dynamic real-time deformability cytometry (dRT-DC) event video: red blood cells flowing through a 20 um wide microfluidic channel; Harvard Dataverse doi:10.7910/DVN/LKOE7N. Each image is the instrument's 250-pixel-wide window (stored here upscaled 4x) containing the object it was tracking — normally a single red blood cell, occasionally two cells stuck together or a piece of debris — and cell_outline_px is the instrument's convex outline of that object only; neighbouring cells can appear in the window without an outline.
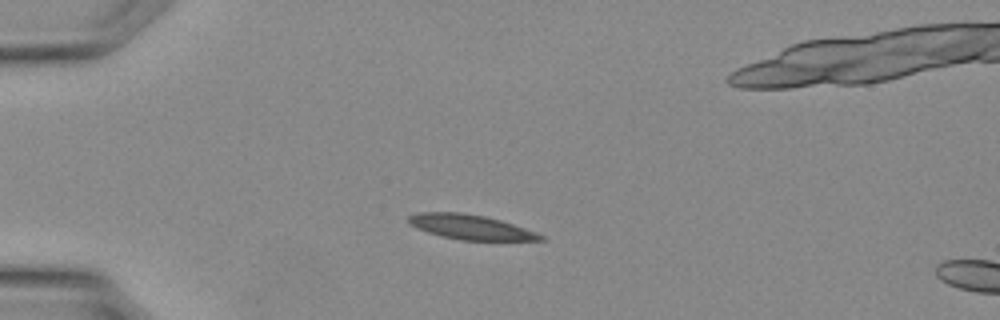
{"species": "Egyptian fruit bat (a non-hibernating species)", "species_latin": "Rousettus aegyptiacus", "temperature_condition": "warm", "stored_images_in_passage": 35, "camera_frame_rate_fps": 3000, "um_per_image_px": 0.085, "animal": {"sex": "female"}, "frame": {"image": 1, "passage_image": 8, "time_ms": 2.333, "image_size_px": [1000, 320], "cell_outline_px": [[544, 240], [460, 240], [428, 232], [416, 228], [408, 224], [408, 216], [420, 212], [460, 212], [484, 216], [500, 220], [536, 232], [544, 236]], "centroid_in_image_um": [39.96, 19.29], "position_along_channel_um": 45.0, "area_um2": 18.79}}
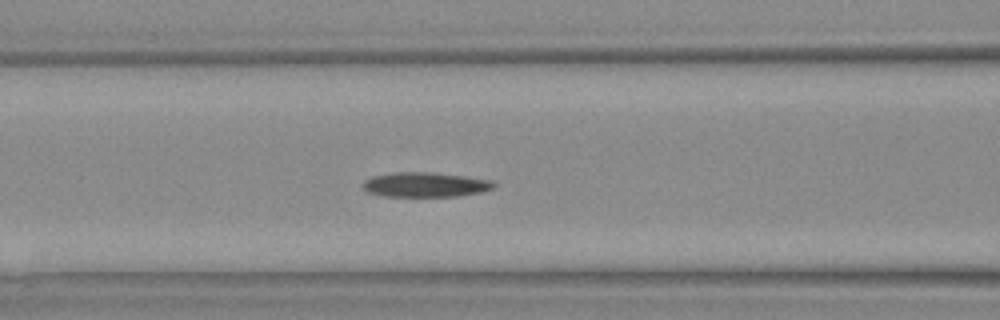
{"frame": {"image": 2, "passage_image": 14, "time_ms": 4.333, "image_size_px": [1000, 320], "cell_outline_px": [[496, 184], [492, 188], [480, 192], [456, 196], [384, 196], [368, 192], [364, 188], [364, 180], [372, 176], [396, 172], [432, 172], [464, 176], [492, 180]], "centroid_in_image_um": [36.15, 15.69], "position_along_channel_um": 130.5, "area_um2": 18.67}}
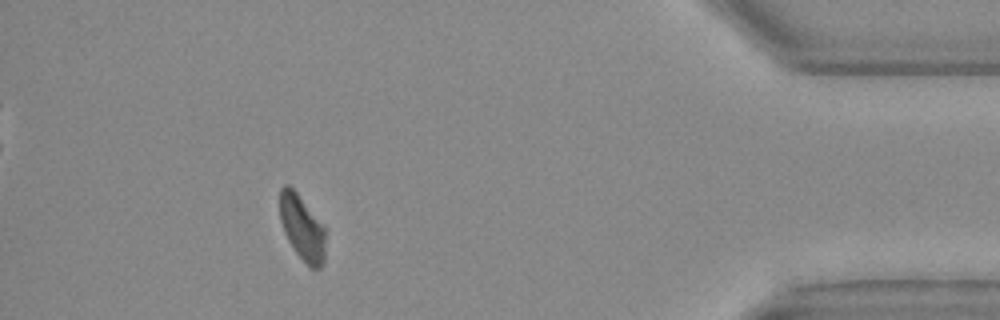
{"frame": {"image": 3, "passage_image": 31, "time_ms": 10.0, "image_size_px": [1000, 320], "cell_outline_px": [[328, 232], [324, 260], [320, 268], [312, 268], [296, 252], [288, 240], [284, 232], [280, 220], [280, 188], [284, 184], [288, 184], [296, 192], [328, 228]], "centroid_in_image_um": [25.74, 19.34], "position_along_channel_um": 409.5, "area_um2": 17.74}}